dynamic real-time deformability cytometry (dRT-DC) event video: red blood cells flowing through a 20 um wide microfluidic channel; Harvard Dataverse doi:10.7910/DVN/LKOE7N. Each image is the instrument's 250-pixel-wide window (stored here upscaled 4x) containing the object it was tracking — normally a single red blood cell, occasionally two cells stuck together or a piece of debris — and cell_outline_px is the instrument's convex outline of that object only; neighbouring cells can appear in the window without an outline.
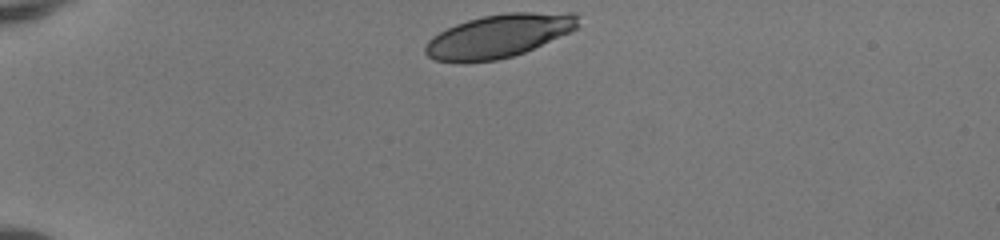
{"species": "human", "species_latin": "Homo sapiens", "temperature_condition": "room temperature", "stored_images_in_passage": 35, "camera_frame_rate_fps": 3000, "um_per_image_px": 0.085, "donor": {"sex": "female"}, "frame": {"image": 1, "passage_image": 1, "time_ms": 0.0, "image_size_px": [1000, 240], "cell_outline_px": [[580, 28], [524, 52], [512, 56], [496, 60], [460, 64], [432, 60], [424, 52], [424, 48], [428, 40], [432, 36], [456, 24], [468, 20], [484, 16], [508, 12], [576, 12], [580, 16]], "centroid_in_image_um": [42.42, 3.06], "position_along_channel_um": 42.6, "area_um2": 39.19}}
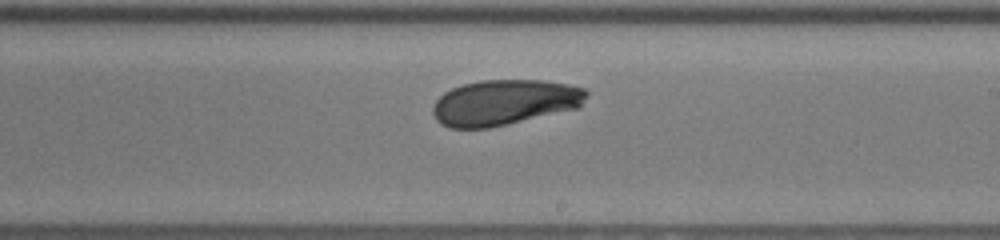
{"frame": {"image": 2, "passage_image": 20, "time_ms": 6.333, "image_size_px": [1000, 240], "cell_outline_px": [[588, 96], [580, 108], [488, 128], [448, 128], [440, 124], [436, 120], [432, 112], [432, 108], [436, 100], [444, 92], [452, 88], [464, 84], [480, 80], [544, 80], [568, 84], [584, 88], [588, 92]], "centroid_in_image_um": [42.89, 8.7], "position_along_channel_um": 246.1, "area_um2": 41.04}}
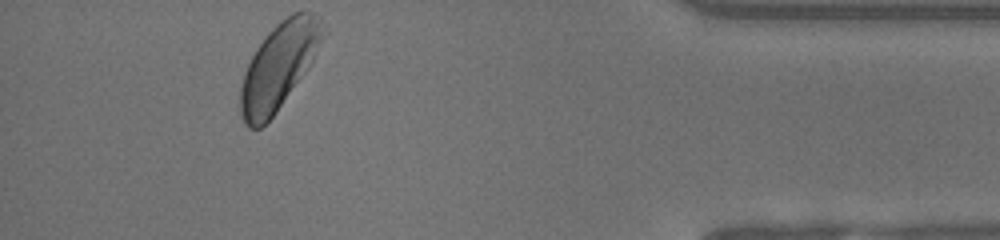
{"frame": {"image": 3, "passage_image": 35, "time_ms": 11.333, "image_size_px": [1000, 240], "cell_outline_px": [[328, 32], [312, 60], [304, 72], [276, 112], [260, 128], [248, 128], [244, 124], [240, 112], [240, 88], [244, 72], [256, 48], [268, 32], [276, 24], [292, 12], [312, 12], [320, 16]], "centroid_in_image_um": [23.72, 5.58], "position_along_channel_um": 411.5, "area_um2": 41.15}, "authors_computed_cell_mechanics": {"area_um2": 40.9224, "velocity_mm_per_s": 4.0763, "shape_relaxation_time_tau1_ms": 1.9261, "shape_relaxation_time_tau2_ms": null, "deformation_change_tau1": 0.0833, "deformation_change_tau2": null}}